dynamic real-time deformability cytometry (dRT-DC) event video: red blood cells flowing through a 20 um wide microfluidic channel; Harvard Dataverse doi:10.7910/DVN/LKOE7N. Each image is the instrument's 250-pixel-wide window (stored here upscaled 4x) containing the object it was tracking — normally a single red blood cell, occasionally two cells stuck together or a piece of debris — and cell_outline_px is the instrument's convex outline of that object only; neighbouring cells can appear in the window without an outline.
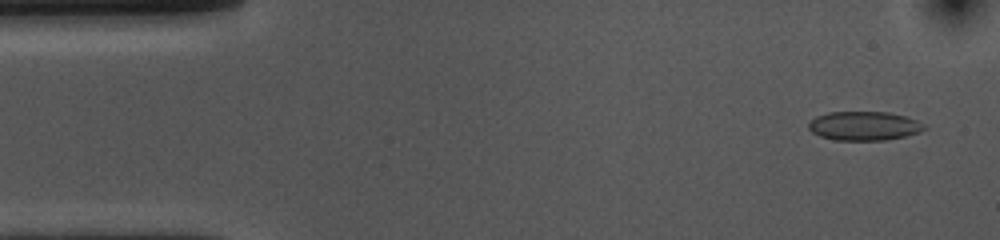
{"species": "common noctule bat (a hibernating species)", "species_latin": "Nyctalus noctula", "temperature_condition": "cold", "stored_images_in_passage": 52, "camera_frame_rate_fps": 3000, "um_per_image_px": 0.085, "animal": {"sex": "female", "body_mass_g": 10.0, "forearm_length_mm": 53.1}, "frame": {"image": 1, "passage_image": 3, "time_ms": 0.667, "image_size_px": [1000, 240], "cell_outline_px": [[924, 128], [920, 132], [904, 136], [884, 140], [832, 140], [820, 136], [812, 132], [808, 128], [808, 124], [816, 116], [828, 112], [888, 112], [904, 116], [916, 120], [924, 124]], "centroid_in_image_um": [73.41, 10.7], "position_along_channel_um": 11.6, "area_um2": 19.42}}
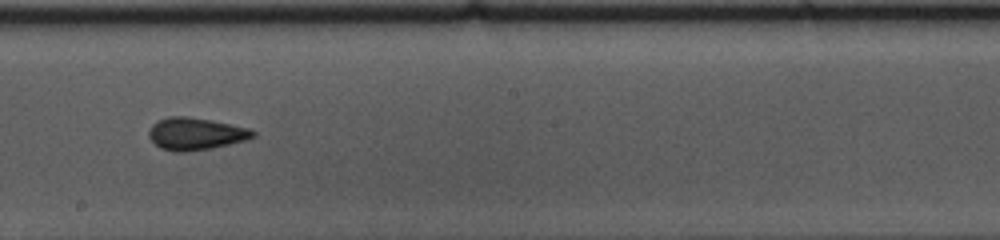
{"frame": {"image": 2, "passage_image": 28, "time_ms": 9.0, "image_size_px": [1000, 240], "cell_outline_px": [[256, 136], [244, 140], [212, 148], [184, 152], [176, 152], [160, 148], [148, 136], [148, 132], [152, 124], [156, 120], [168, 116], [188, 116], [212, 120], [248, 128], [256, 132]], "centroid_in_image_um": [16.59, 11.36], "position_along_channel_um": 231.6, "area_um2": 19.59}}
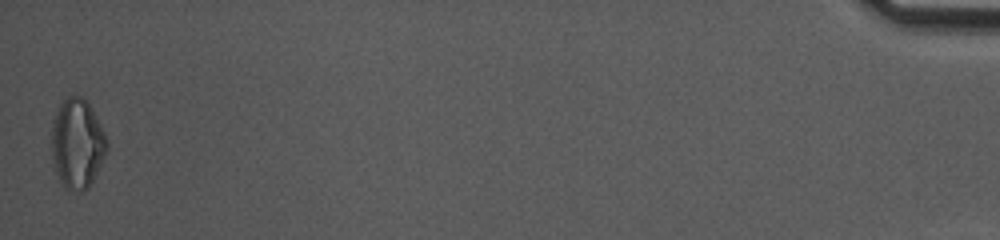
{"frame": {"image": 3, "passage_image": 52, "time_ms": 17.0, "image_size_px": [1000, 240], "cell_outline_px": [[108, 148], [88, 188], [84, 192], [80, 192], [64, 188], [60, 180], [52, 160], [52, 120], [60, 104], [68, 96], [84, 96], [92, 108], [104, 132], [108, 144]], "centroid_in_image_um": [6.56, 12.19], "position_along_channel_um": 428.6, "area_um2": 28.78}, "authors_computed_cell_mechanics": {"area_um2": 19.4208, "velocity_mm_per_s": 3.7402, "shape_relaxation_time_tau1_ms": 8.8287, "shape_relaxation_time_tau2_ms": 2.5198, "deformation_change_tau1": 0.1307, "deformation_change_tau2": 0.0937}}